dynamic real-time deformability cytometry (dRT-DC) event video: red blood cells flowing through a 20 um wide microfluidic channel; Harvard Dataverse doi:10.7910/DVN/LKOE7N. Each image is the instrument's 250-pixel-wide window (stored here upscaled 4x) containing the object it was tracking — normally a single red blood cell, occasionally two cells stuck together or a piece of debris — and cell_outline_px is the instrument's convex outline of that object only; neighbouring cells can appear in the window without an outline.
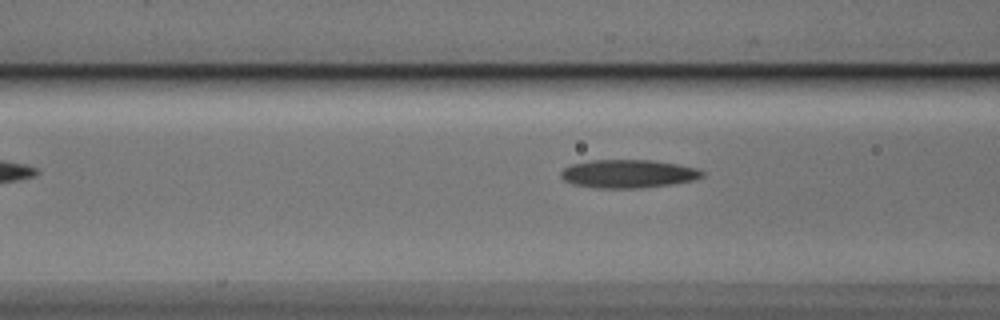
{"species": "Egyptian fruit bat (a non-hibernating species)", "species_latin": "Rousettus aegyptiacus", "temperature_condition": "cold", "stored_images_in_passage": 4, "camera_frame_rate_fps": 3000, "um_per_image_px": 0.085, "animal": {"sex": "male"}, "frame": {"image": 1, "passage_image": 4, "time_ms": 3.667, "image_size_px": [1000, 320], "cell_outline_px": [[704, 176], [696, 180], [672, 184], [640, 188], [596, 188], [576, 184], [564, 180], [560, 176], [560, 172], [564, 168], [572, 164], [592, 160], [652, 160], [676, 164], [696, 168], [704, 172]], "centroid_in_image_um": [53.42, 14.77], "position_along_channel_um": 113.2, "area_um2": 23.24}}